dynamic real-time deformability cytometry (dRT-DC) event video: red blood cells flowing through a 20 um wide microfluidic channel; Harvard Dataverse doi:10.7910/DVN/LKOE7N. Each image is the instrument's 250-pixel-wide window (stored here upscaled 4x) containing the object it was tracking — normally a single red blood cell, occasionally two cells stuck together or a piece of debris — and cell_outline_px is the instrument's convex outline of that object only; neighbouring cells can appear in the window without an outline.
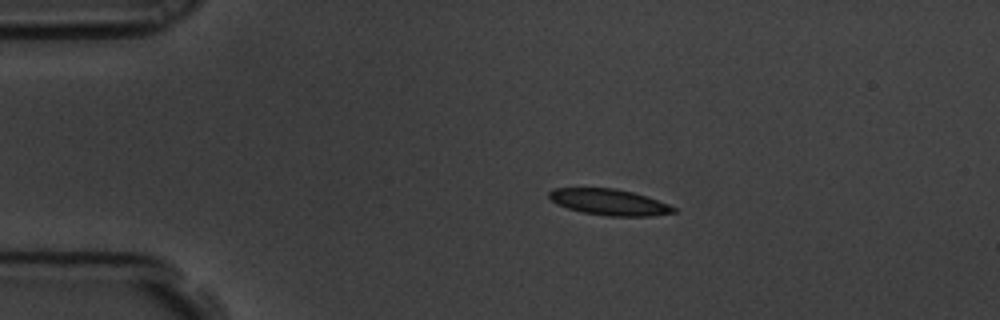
{"species": "common noctule bat (a hibernating species)", "species_latin": "Nyctalus noctula", "temperature_condition": "room temperature", "stored_images_in_passage": 9, "camera_frame_rate_fps": 3000, "um_per_image_px": 0.085, "animal": {"sex": "male", "body_mass_g": 19.5, "forearm_length_mm": 54.6}, "frame": {"image": 1, "passage_image": 4, "time_ms": 1.0, "image_size_px": [1000, 320], "cell_outline_px": [[676, 212], [652, 216], [608, 216], [584, 212], [568, 208], [556, 204], [548, 196], [548, 192], [552, 188], [616, 188], [648, 196], [668, 204], [676, 208]], "centroid_in_image_um": [51.79, 17.17], "position_along_channel_um": 33.2, "area_um2": 18.96}}
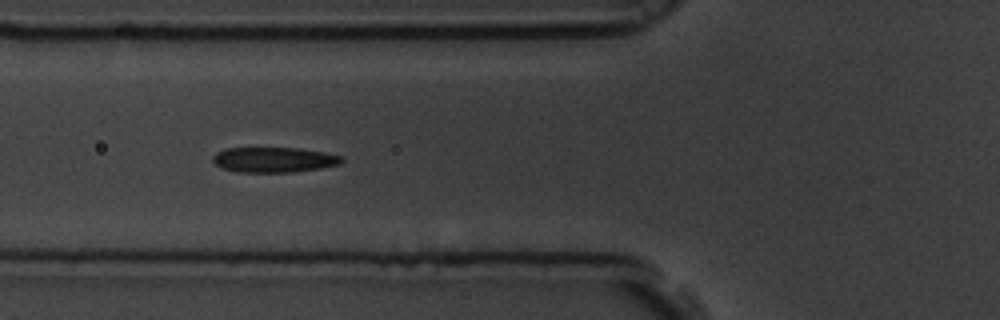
{"frame": {"image": 2, "passage_image": 7, "time_ms": 2.0, "image_size_px": [1000, 320], "cell_outline_px": [[344, 160], [340, 164], [320, 168], [292, 172], [236, 172], [224, 168], [216, 164], [212, 160], [212, 156], [216, 152], [224, 148], [300, 148], [324, 152], [344, 156]], "centroid_in_image_um": [23.29, 13.57], "position_along_channel_um": 102.5, "area_um2": 19.02}}
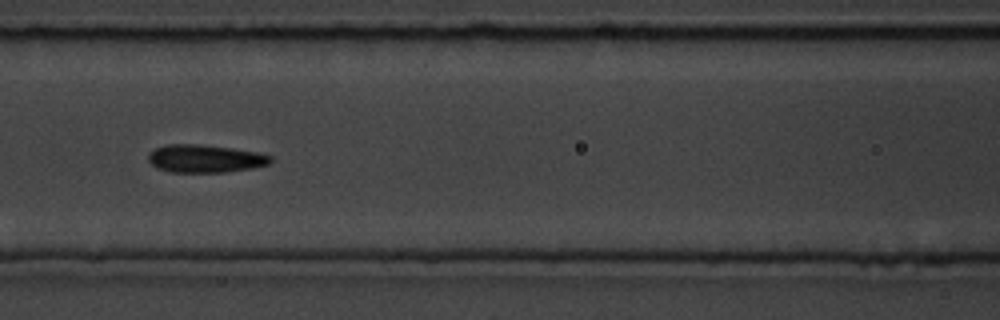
{"frame": {"image": 3, "passage_image": 8, "time_ms": 2.333, "image_size_px": [1000, 320], "cell_outline_px": [[272, 160], [268, 164], [252, 168], [224, 172], [172, 172], [156, 168], [148, 160], [148, 152], [156, 148], [168, 144], [200, 144], [232, 148], [256, 152], [272, 156]], "centroid_in_image_um": [17.41, 13.48], "position_along_channel_um": 149.2, "area_um2": 19.83}}